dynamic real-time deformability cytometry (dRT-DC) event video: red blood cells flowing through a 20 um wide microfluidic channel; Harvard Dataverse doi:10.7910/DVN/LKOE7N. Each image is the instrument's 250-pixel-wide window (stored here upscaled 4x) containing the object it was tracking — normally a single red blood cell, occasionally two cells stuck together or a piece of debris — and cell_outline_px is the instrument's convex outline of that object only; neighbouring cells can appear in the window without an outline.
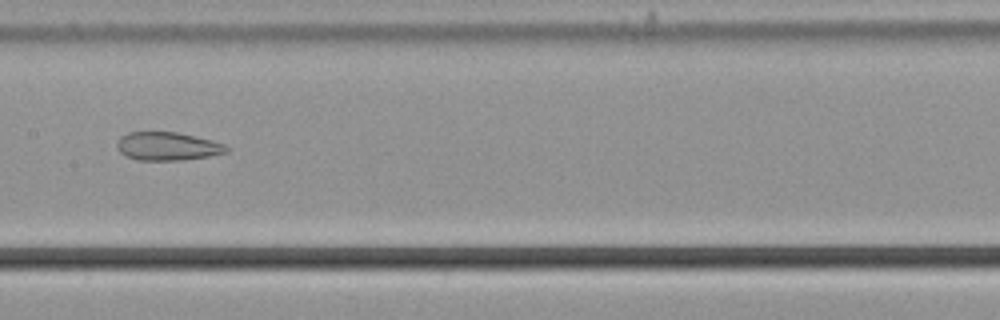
{"species": "common noctule bat (a hibernating species)", "species_latin": "Nyctalus noctula", "temperature_condition": "cold", "stored_images_in_passage": 55, "camera_frame_rate_fps": 3000, "um_per_image_px": 0.085, "animal": {"sex": "male", "body_mass_g": 21.5, "forearm_length_mm": 52.0}, "frame": {"image": 1, "passage_image": 28, "time_ms": 9.0, "image_size_px": [1000, 320], "cell_outline_px": [[228, 152], [208, 156], [184, 160], [136, 160], [124, 156], [116, 148], [116, 144], [120, 136], [128, 132], [176, 132], [196, 136], [212, 140], [224, 144], [228, 148]], "centroid_in_image_um": [14.2, 12.43], "position_along_channel_um": 193.2, "area_um2": 18.21}}
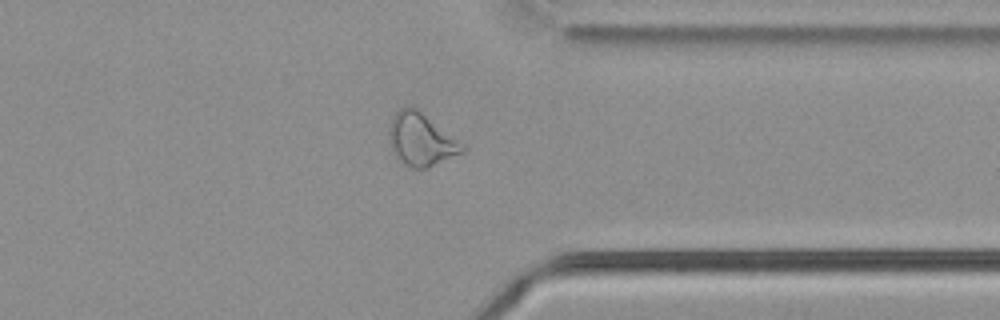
{"frame": {"image": 2, "passage_image": 43, "time_ms": 14.0, "image_size_px": [1000, 320], "cell_outline_px": [[468, 148], [464, 152], [428, 168], [412, 168], [404, 164], [392, 152], [388, 140], [388, 128], [392, 116], [404, 104], [412, 104], [464, 144]], "centroid_in_image_um": [35.77, 11.83], "position_along_channel_um": 375.6, "area_um2": 23.0}}
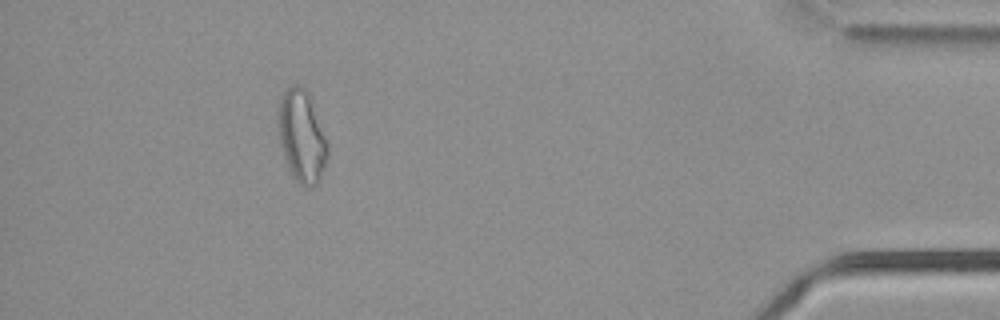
{"frame": {"image": 3, "passage_image": 50, "time_ms": 16.333, "image_size_px": [1000, 320], "cell_outline_px": [[328, 156], [320, 180], [312, 188], [308, 188], [300, 184], [296, 180], [288, 168], [280, 144], [276, 112], [280, 100], [284, 92], [292, 84], [300, 84], [308, 92], [328, 144]], "centroid_in_image_um": [25.64, 11.59], "position_along_channel_um": 409.6, "area_um2": 26.65}, "authors_computed_cell_mechanics": {"area_um2": 24.7962, "velocity_mm_per_s": 3.7274, "shape_relaxation_time_tau1_ms": null, "shape_relaxation_time_tau2_ms": 3.9199, "deformation_change_tau1": null, "deformation_change_tau2": 0.1205}}